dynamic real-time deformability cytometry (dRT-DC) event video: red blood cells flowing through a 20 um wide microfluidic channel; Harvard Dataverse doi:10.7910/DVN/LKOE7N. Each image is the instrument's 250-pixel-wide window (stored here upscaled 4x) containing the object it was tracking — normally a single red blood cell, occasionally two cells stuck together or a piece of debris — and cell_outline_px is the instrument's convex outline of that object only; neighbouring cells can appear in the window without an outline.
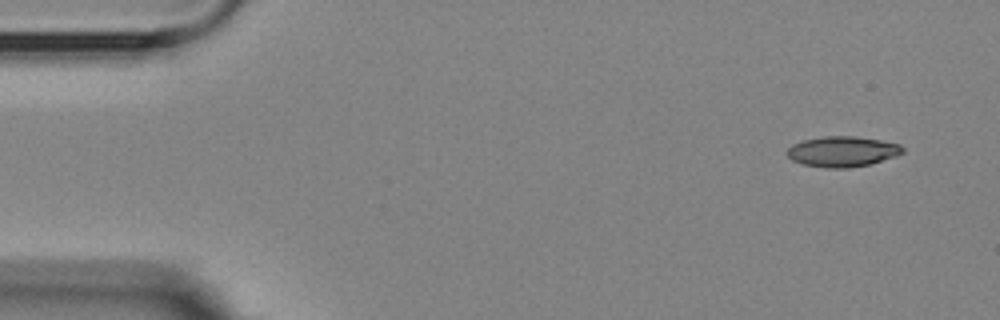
{"species": "Egyptian fruit bat (a non-hibernating species)", "species_latin": "Rousettus aegyptiacus", "temperature_condition": "room temperature", "stored_images_in_passage": 4, "camera_frame_rate_fps": 3000, "um_per_image_px": 0.085, "animal": {"sex": "female"}, "frame": {"image": 1, "passage_image": 1, "time_ms": 0.0, "image_size_px": [1000, 320], "cell_outline_px": [[904, 152], [896, 156], [868, 164], [848, 168], [828, 168], [804, 164], [792, 160], [784, 152], [792, 144], [804, 140], [824, 136], [856, 136], [880, 140], [900, 144], [904, 148]], "centroid_in_image_um": [71.59, 12.87], "position_along_channel_um": 13.4, "area_um2": 20.46}}
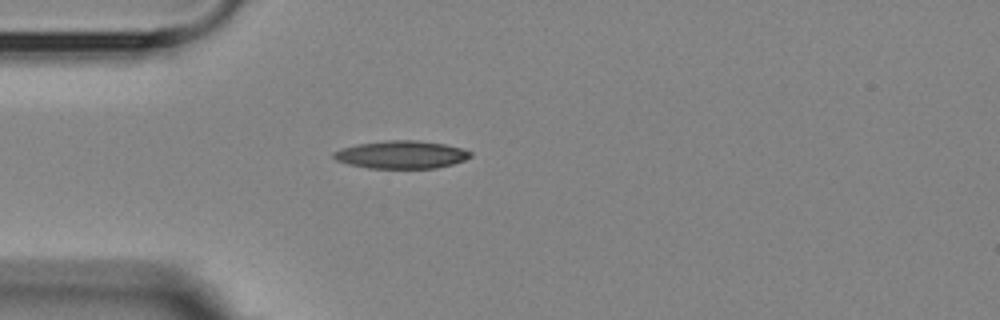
{"frame": {"image": 2, "passage_image": 4, "time_ms": 3.667, "image_size_px": [1000, 320], "cell_outline_px": [[472, 156], [464, 160], [452, 164], [436, 168], [368, 168], [348, 164], [336, 160], [332, 156], [332, 152], [340, 148], [356, 144], [388, 140], [416, 140], [444, 144], [460, 148], [472, 152]], "centroid_in_image_um": [34.07, 13.14], "position_along_channel_um": 50.9, "area_um2": 22.2}}